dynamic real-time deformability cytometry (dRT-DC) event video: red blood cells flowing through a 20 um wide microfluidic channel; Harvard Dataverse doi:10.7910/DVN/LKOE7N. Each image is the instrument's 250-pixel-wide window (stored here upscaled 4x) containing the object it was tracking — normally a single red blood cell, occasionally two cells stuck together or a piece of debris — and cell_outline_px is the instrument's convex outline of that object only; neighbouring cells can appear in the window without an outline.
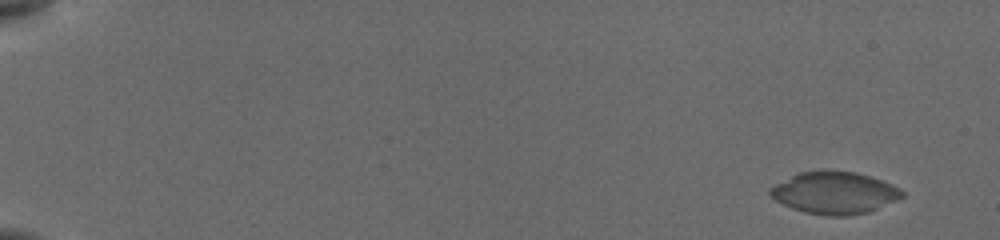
{"species": "common noctule bat (a hibernating species)", "species_latin": "Nyctalus noctula", "temperature_condition": "cold", "stored_images_in_passage": 46, "camera_frame_rate_fps": 3000, "um_per_image_px": 0.085, "animal": {"sex": "female", "body_mass_g": 19.5, "forearm_length_mm": 54.1}, "frame": {"image": 1, "passage_image": 1, "time_ms": 0.0, "image_size_px": [1000, 240], "cell_outline_px": [[904, 196], [896, 200], [868, 212], [844, 216], [824, 216], [804, 212], [792, 208], [776, 200], [768, 192], [768, 188], [800, 172], [820, 168], [856, 172], [880, 180], [904, 192]], "centroid_in_image_um": [70.89, 16.37], "position_along_channel_um": 14.1, "area_um2": 32.31}}
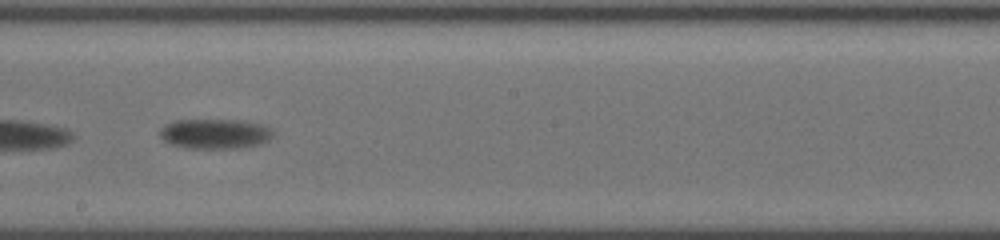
{"frame": {"image": 2, "passage_image": 30, "time_ms": 10.667, "image_size_px": [1000, 240], "cell_outline_px": [[272, 136], [268, 140], [256, 144], [236, 148], [188, 148], [172, 144], [164, 140], [160, 136], [160, 128], [176, 120], [240, 120], [260, 124], [272, 128]], "centroid_in_image_um": [18.26, 11.36], "position_along_channel_um": 229.9, "area_um2": 19.42}}
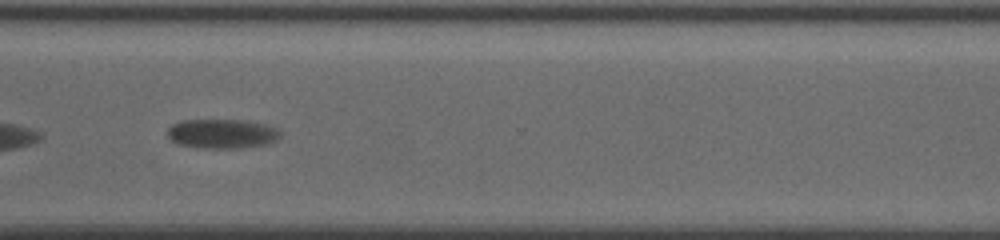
{"frame": {"image": 3, "passage_image": 39, "time_ms": 14.0, "image_size_px": [1000, 240], "cell_outline_px": [[280, 136], [276, 140], [264, 144], [236, 148], [204, 148], [180, 144], [172, 140], [168, 136], [168, 128], [172, 124], [184, 120], [236, 120], [268, 124], [276, 128], [280, 132]], "centroid_in_image_um": [18.87, 11.36], "position_along_channel_um": 351.7, "area_um2": 19.02}, "authors_computed_cell_mechanics": {"area_um2": 19.941, "velocity_mm_per_s": 3.6597, "shape_relaxation_time_tau1_ms": 1.6839, "shape_relaxation_time_tau2_ms": null, "deformation_change_tau1": 0.0669, "deformation_change_tau2": null}}